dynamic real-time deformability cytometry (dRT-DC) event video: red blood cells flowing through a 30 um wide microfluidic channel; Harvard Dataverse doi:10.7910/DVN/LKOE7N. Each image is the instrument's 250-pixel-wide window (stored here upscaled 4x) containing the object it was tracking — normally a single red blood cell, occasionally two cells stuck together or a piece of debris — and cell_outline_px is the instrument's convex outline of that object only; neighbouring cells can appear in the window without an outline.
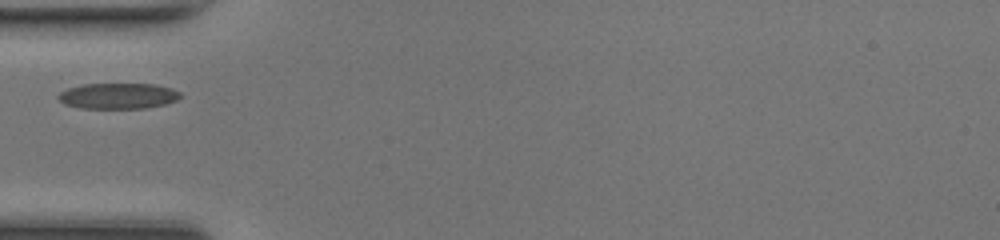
{"species": "common noctule bat (a hibernating species)", "species_latin": "Nyctalus noctula", "temperature_condition": "room temperature", "stored_images_in_passage": 26, "camera_frame_rate_fps": 3000, "um_per_image_px": 0.085, "animal": {"sex": "female", "body_mass_g": 17.0, "forearm_length_mm": 48.0}, "frame": {"image": 1, "passage_image": 1, "time_ms": 0.0, "image_size_px": [1000, 240], "cell_outline_px": [[180, 96], [176, 100], [164, 104], [144, 108], [80, 108], [64, 104], [56, 96], [60, 92], [68, 88], [84, 84], [152, 84], [172, 88], [180, 92]], "centroid_in_image_um": [10.01, 8.15], "position_along_channel_um": 75.0, "area_um2": 18.21}}
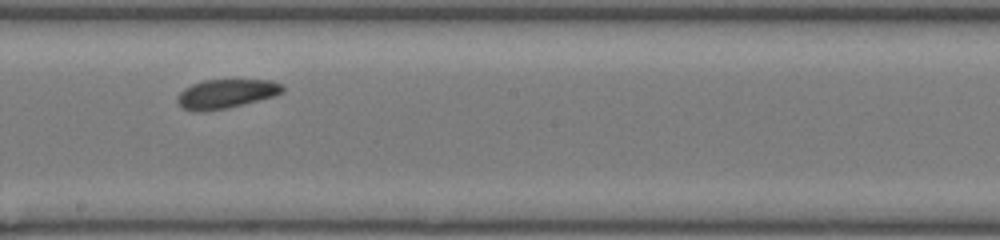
{"frame": {"image": 2, "passage_image": 12, "time_ms": 3.667, "image_size_px": [1000, 240], "cell_outline_px": [[284, 92], [276, 96], [224, 108], [200, 112], [196, 112], [180, 108], [176, 100], [176, 96], [184, 88], [192, 84], [204, 80], [272, 80], [284, 84]], "centroid_in_image_um": [19.21, 7.97], "position_along_channel_um": 229.0, "area_um2": 17.98}}
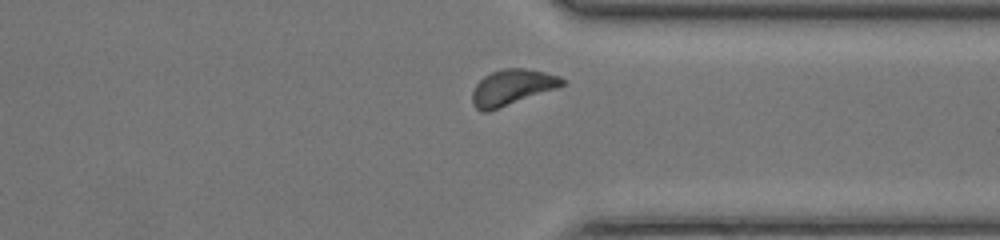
{"frame": {"image": 3, "passage_image": 22, "time_ms": 7.0, "image_size_px": [1000, 240], "cell_outline_px": [[568, 80], [564, 84], [556, 88], [488, 112], [480, 112], [472, 104], [472, 92], [476, 84], [484, 76], [492, 72], [504, 68], [524, 68], [544, 72], [560, 76]], "centroid_in_image_um": [43.51, 7.42], "position_along_channel_um": 367.9, "area_um2": 18.67}}